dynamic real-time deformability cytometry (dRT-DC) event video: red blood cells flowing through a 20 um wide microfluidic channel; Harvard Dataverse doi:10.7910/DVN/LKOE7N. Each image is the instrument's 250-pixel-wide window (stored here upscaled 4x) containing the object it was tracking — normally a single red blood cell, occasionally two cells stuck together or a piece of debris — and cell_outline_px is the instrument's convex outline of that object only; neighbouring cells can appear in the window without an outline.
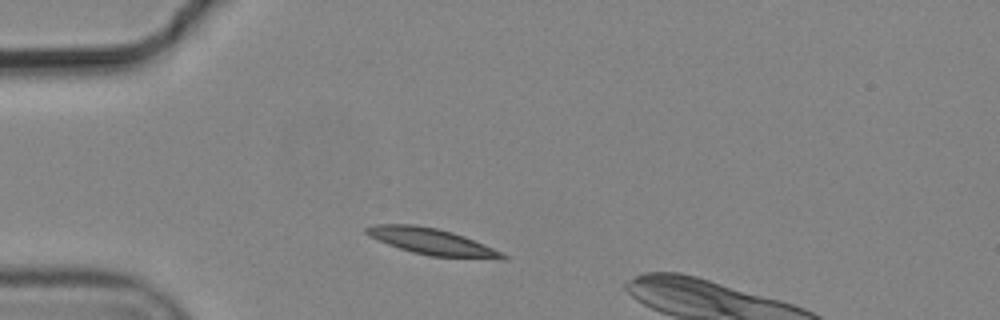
{"species": "common noctule bat (a hibernating species)", "species_latin": "Nyctalus noctula", "temperature_condition": "cold", "stored_images_in_passage": 3, "camera_frame_rate_fps": 3000, "um_per_image_px": 0.085, "animal": {"sex": "male", "body_mass_g": 19.2, "forearm_length_mm": 51.8}, "frame": {"image": 1, "passage_image": 1, "time_ms": 0.0, "image_size_px": [1000, 320], "cell_outline_px": [[508, 256], [504, 260], [500, 260], [428, 256], [412, 252], [376, 240], [368, 236], [364, 232], [364, 228], [376, 224], [416, 224], [436, 228], [452, 232], [464, 236], [484, 244]], "centroid_in_image_um": [36.7, 20.54], "position_along_channel_um": 48.3, "area_um2": 21.15}}